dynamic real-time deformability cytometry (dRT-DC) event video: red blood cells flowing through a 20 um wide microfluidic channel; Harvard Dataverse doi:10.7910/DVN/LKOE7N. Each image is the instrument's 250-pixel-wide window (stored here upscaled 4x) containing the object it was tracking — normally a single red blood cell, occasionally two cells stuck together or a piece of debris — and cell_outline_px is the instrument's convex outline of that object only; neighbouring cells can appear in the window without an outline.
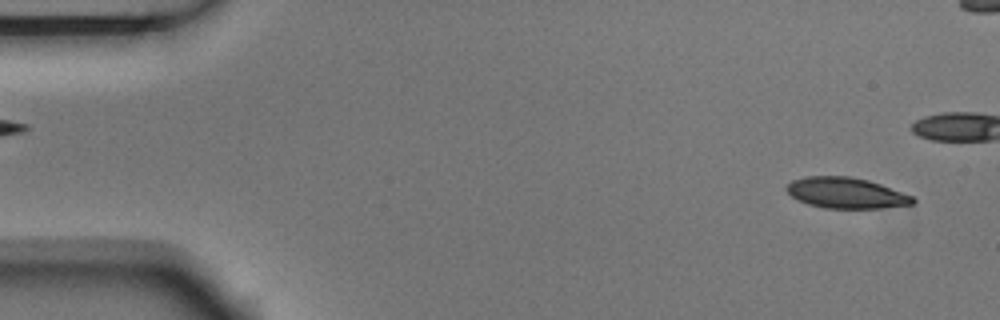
{"species": "Egyptian fruit bat (a non-hibernating species)", "species_latin": "Rousettus aegyptiacus", "temperature_condition": "room temperature", "stored_images_in_passage": 4, "segment_of_instrument_passage": [2, 2], "camera_frame_rate_fps": 3000, "um_per_image_px": 0.085, "animal": {"sex": "male"}, "frame": {"image": 1, "passage_image": 4, "time_ms": 1.0, "image_size_px": [1000, 320], "cell_outline_px": [[916, 204], [876, 208], [824, 208], [808, 204], [792, 196], [784, 188], [792, 180], [804, 176], [848, 176], [868, 180], [880, 184], [912, 196], [916, 200]], "centroid_in_image_um": [71.9, 16.39], "position_along_channel_um": 13.1, "area_um2": 22.54}}